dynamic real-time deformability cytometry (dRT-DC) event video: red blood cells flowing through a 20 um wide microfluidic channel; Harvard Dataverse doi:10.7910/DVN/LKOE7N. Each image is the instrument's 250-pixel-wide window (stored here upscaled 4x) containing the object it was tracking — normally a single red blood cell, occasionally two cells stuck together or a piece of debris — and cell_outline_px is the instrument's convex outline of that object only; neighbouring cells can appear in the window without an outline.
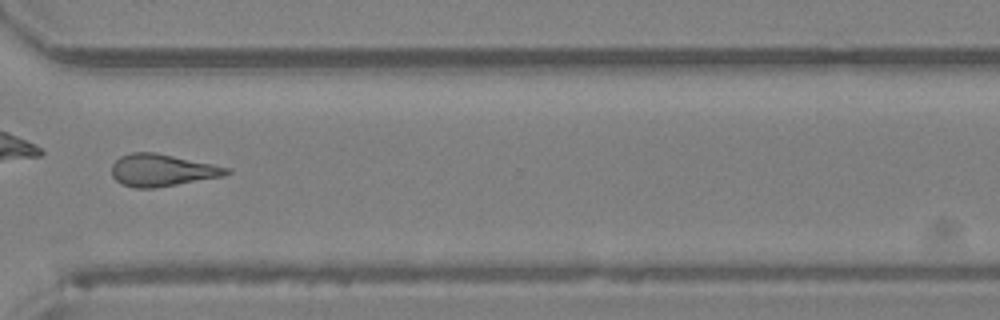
{"species": "Egyptian fruit bat (a non-hibernating species)", "species_latin": "Rousettus aegyptiacus", "temperature_condition": "room temperature", "stored_images_in_passage": 36, "camera_frame_rate_fps": 3000, "um_per_image_px": 0.085, "animal": {"sex": "female"}, "frame": {"image": 1, "passage_image": 26, "time_ms": 8.333, "image_size_px": [1000, 320], "cell_outline_px": [[232, 172], [224, 176], [156, 188], [132, 188], [120, 184], [112, 176], [112, 164], [120, 156], [132, 152], [156, 152], [232, 168]], "centroid_in_image_um": [13.78, 14.47], "position_along_channel_um": 356.8, "area_um2": 21.79}}